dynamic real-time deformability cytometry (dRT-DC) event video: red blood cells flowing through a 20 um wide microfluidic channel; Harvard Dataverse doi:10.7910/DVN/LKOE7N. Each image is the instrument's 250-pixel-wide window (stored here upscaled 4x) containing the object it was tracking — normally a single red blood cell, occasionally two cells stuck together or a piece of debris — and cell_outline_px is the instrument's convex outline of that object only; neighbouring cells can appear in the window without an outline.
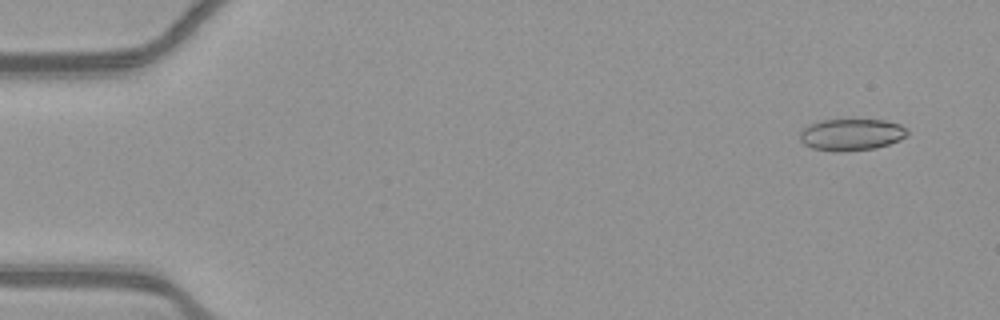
{"species": "common noctule bat (a hibernating species)", "species_latin": "Nyctalus noctula", "temperature_condition": "warm", "stored_images_in_passage": 54, "camera_frame_rate_fps": 3000, "um_per_image_px": 0.085, "animal": {"sex": "female", "body_mass_g": 21.9}, "frame": {"image": 1, "passage_image": 4, "time_ms": 1.0, "image_size_px": [1000, 320], "cell_outline_px": [[908, 136], [900, 140], [876, 148], [836, 152], [812, 148], [804, 144], [800, 140], [800, 132], [808, 124], [820, 120], [884, 120], [900, 124], [908, 132]], "centroid_in_image_um": [72.36, 11.44], "position_along_channel_um": 12.6, "area_um2": 19.88}}
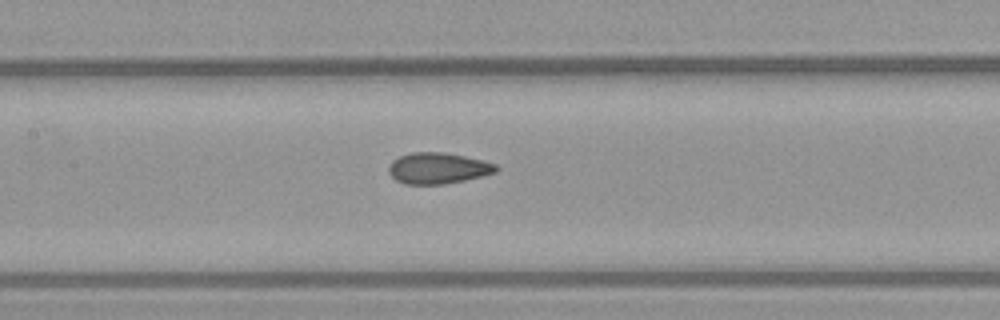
{"frame": {"image": 2, "passage_image": 26, "time_ms": 8.333, "image_size_px": [1000, 320], "cell_outline_px": [[500, 168], [496, 172], [464, 180], [444, 184], [404, 184], [396, 180], [388, 172], [388, 168], [392, 160], [400, 156], [412, 152], [440, 152], [464, 156], [484, 160], [496, 164]], "centroid_in_image_um": [37.22, 14.29], "position_along_channel_um": 170.2, "area_um2": 19.42}}
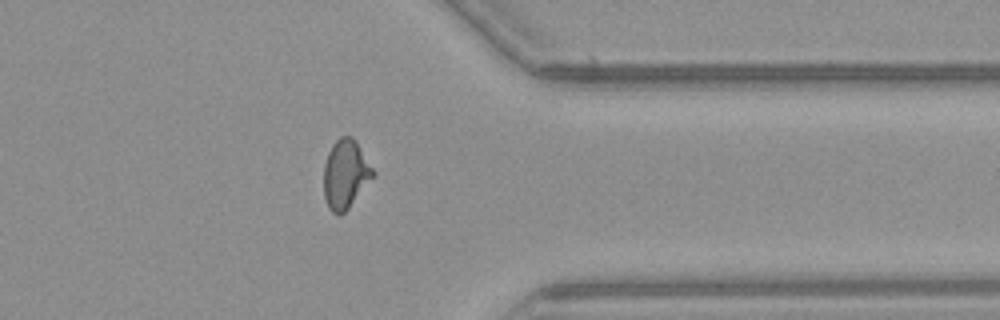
{"frame": {"image": 3, "passage_image": 43, "time_ms": 14.0, "image_size_px": [1000, 320], "cell_outline_px": [[376, 172], [348, 208], [340, 216], [336, 216], [328, 208], [324, 196], [324, 164], [328, 152], [332, 144], [340, 136], [352, 136], [356, 140]], "centroid_in_image_um": [29.35, 14.79], "position_along_channel_um": 382.0, "area_um2": 19.77}, "authors_computed_cell_mechanics": {"area_um2": 19.5942, "velocity_mm_per_s": 3.9045, "shape_relaxation_time_tau1_ms": 8.7336, "shape_relaxation_time_tau2_ms": 1.3229, "deformation_change_tau1": 0.1854, "deformation_change_tau2": 0.0635}}